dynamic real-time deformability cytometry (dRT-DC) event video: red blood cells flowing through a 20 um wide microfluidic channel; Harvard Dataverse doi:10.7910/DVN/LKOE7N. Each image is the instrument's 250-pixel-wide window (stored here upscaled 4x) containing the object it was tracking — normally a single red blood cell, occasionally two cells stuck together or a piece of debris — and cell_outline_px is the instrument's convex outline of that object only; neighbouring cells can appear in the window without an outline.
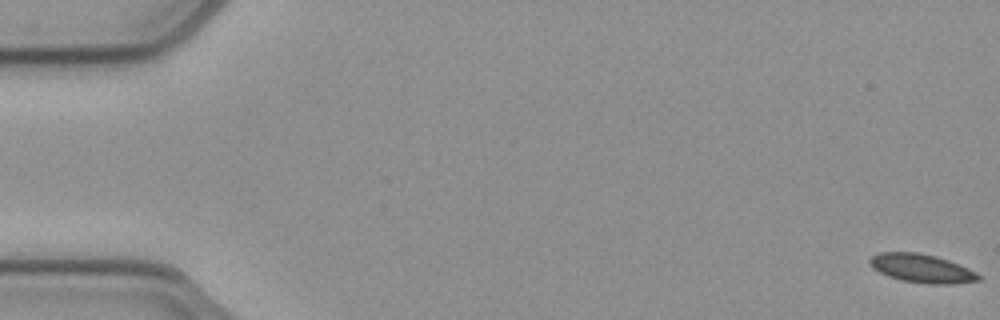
{"species": "common noctule bat (a hibernating species)", "species_latin": "Nyctalus noctula", "temperature_condition": "cold", "stored_images_in_passage": 54, "segment_of_instrument_passage": [1, 2], "camera_frame_rate_fps": 3000, "um_per_image_px": 0.085, "animal": {"sex": "female", "body_mass_g": 21.9}, "frame": {"image": 1, "passage_image": 1, "time_ms": 0.0, "image_size_px": [1000, 320], "cell_outline_px": [[980, 280], [952, 284], [928, 284], [900, 280], [888, 276], [872, 268], [868, 260], [872, 256], [880, 252], [916, 252], [936, 256], [948, 260], [968, 268], [976, 272], [980, 276]], "centroid_in_image_um": [78.33, 22.81], "position_along_channel_um": 6.7, "area_um2": 18.09}}
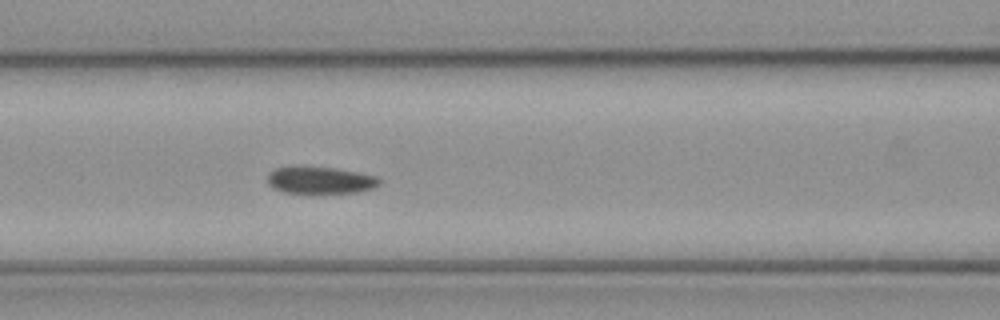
{"frame": {"image": 2, "passage_image": 23, "time_ms": 7.333, "image_size_px": [1000, 320], "cell_outline_px": [[380, 184], [376, 188], [356, 192], [284, 192], [272, 188], [268, 184], [268, 172], [276, 168], [292, 164], [304, 164], [336, 168], [360, 172], [380, 176]], "centroid_in_image_um": [27.21, 15.26], "position_along_channel_um": 139.4, "area_um2": 18.32}}
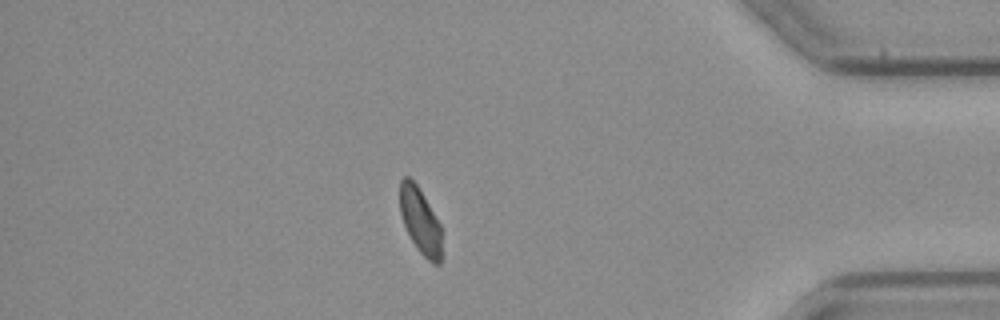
{"frame": {"image": 3, "passage_image": 46, "time_ms": 15.0, "image_size_px": [1000, 320], "cell_outline_px": [[440, 264], [432, 264], [416, 248], [404, 224], [400, 212], [400, 180], [404, 176], [408, 176], [416, 184], [440, 224]], "centroid_in_image_um": [35.69, 18.76], "position_along_channel_um": 399.5, "area_um2": 15.61}}